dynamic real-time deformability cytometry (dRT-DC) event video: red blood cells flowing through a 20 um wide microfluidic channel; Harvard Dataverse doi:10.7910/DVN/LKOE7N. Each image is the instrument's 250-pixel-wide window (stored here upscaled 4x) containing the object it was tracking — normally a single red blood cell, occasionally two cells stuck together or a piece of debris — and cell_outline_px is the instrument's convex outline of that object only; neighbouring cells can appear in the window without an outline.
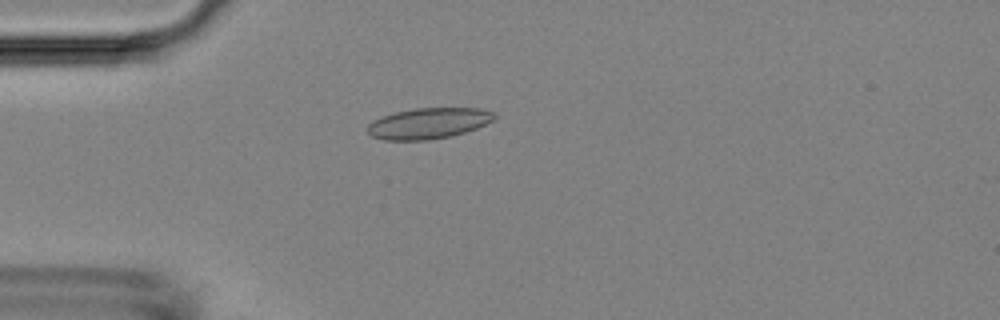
{"species": "Egyptian fruit bat (a non-hibernating species)", "species_latin": "Rousettus aegyptiacus", "temperature_condition": "room temperature", "stored_images_in_passage": 50, "camera_frame_rate_fps": 3000, "um_per_image_px": 0.085, "animal": {"sex": "female"}, "frame": {"image": 1, "passage_image": 14, "time_ms": 4.333, "image_size_px": [1000, 320], "cell_outline_px": [[496, 120], [476, 128], [452, 136], [428, 140], [384, 140], [372, 136], [368, 132], [368, 124], [372, 120], [396, 112], [416, 108], [480, 108], [492, 112], [496, 116]], "centroid_in_image_um": [36.44, 10.48], "position_along_channel_um": 48.6, "area_um2": 22.77}}
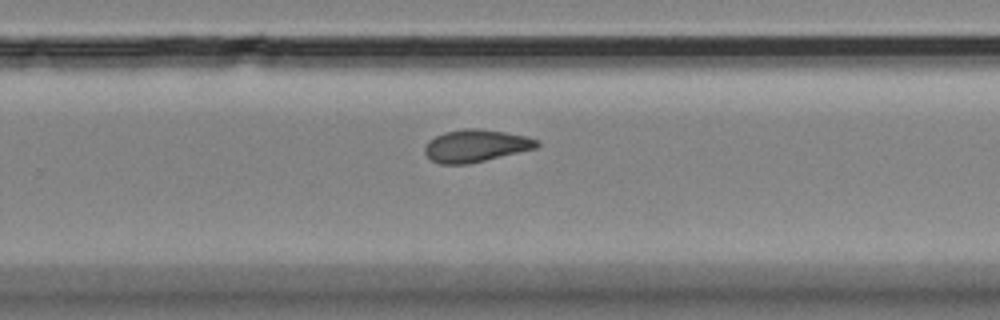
{"frame": {"image": 2, "passage_image": 33, "time_ms": 10.667, "image_size_px": [1000, 320], "cell_outline_px": [[540, 144], [536, 148], [468, 164], [440, 164], [432, 160], [424, 152], [424, 148], [428, 140], [444, 132], [464, 128], [476, 128], [504, 132], [528, 136], [540, 140]], "centroid_in_image_um": [40.45, 12.38], "position_along_channel_um": 289.4, "area_um2": 21.15}}
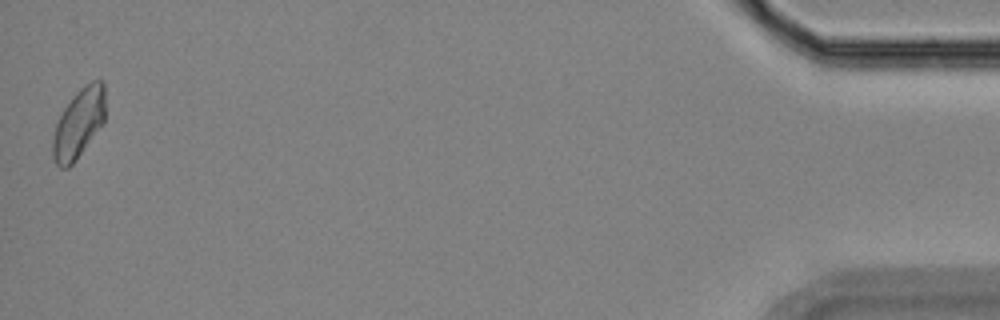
{"frame": {"image": 3, "passage_image": 50, "time_ms": 16.333, "image_size_px": [1000, 320], "cell_outline_px": [[104, 124], [76, 160], [68, 168], [60, 168], [56, 164], [52, 156], [52, 136], [56, 124], [64, 108], [76, 92], [80, 88], [92, 80], [104, 80]], "centroid_in_image_um": [6.69, 10.5], "position_along_channel_um": 428.5, "area_um2": 21.39}}